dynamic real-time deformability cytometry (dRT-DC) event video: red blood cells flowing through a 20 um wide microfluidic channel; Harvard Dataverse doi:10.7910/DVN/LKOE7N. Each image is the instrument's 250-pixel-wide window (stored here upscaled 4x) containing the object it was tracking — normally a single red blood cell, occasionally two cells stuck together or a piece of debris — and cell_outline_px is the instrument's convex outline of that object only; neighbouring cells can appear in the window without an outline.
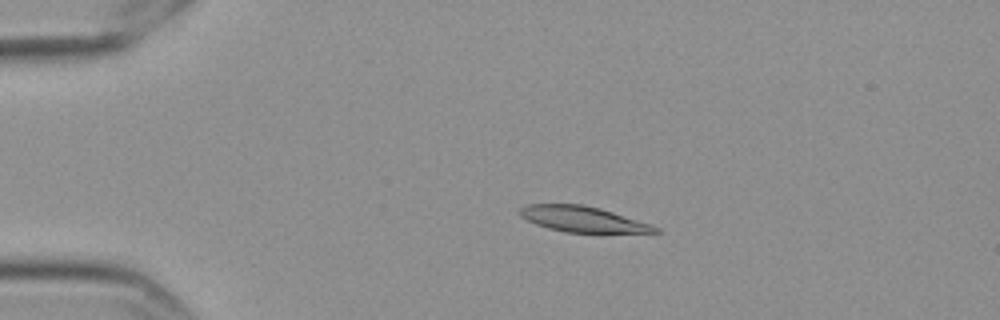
{"species": "Egyptian fruit bat (a non-hibernating species)", "species_latin": "Rousettus aegyptiacus", "temperature_condition": "cold", "stored_images_in_passage": 57, "camera_frame_rate_fps": 3000, "um_per_image_px": 0.085, "frame": {"image": 1, "passage_image": 12, "time_ms": 3.667, "image_size_px": [1000, 320], "cell_outline_px": [[660, 232], [564, 232], [548, 228], [536, 224], [520, 216], [516, 212], [524, 204], [584, 204], [600, 208], [660, 228]], "centroid_in_image_um": [49.42, 18.61], "position_along_channel_um": 35.6, "area_um2": 19.94}}
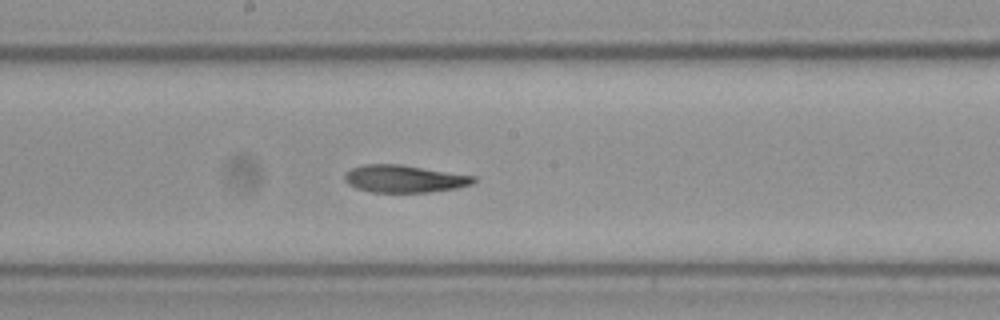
{"frame": {"image": 2, "passage_image": 31, "time_ms": 10.0, "image_size_px": [1000, 320], "cell_outline_px": [[476, 180], [472, 184], [456, 188], [428, 192], [372, 192], [356, 188], [348, 184], [344, 180], [344, 176], [352, 168], [364, 164], [400, 164], [476, 176]], "centroid_in_image_um": [34.37, 15.19], "position_along_channel_um": 213.8, "area_um2": 20.52}}
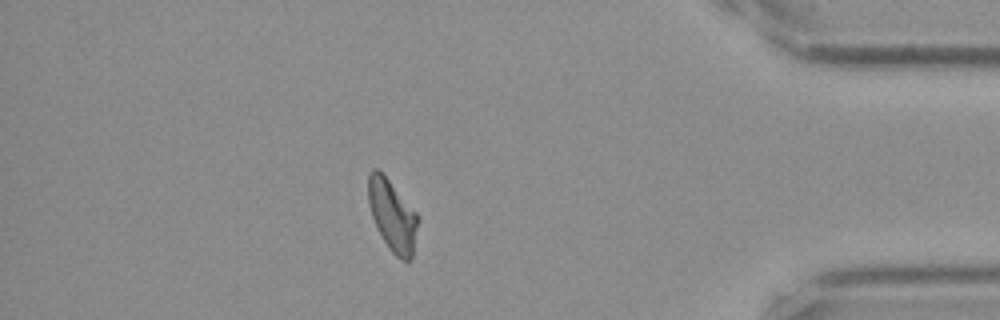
{"frame": {"image": 3, "passage_image": 50, "time_ms": 16.333, "image_size_px": [1000, 320], "cell_outline_px": [[416, 224], [412, 260], [404, 260], [396, 256], [388, 248], [372, 216], [368, 204], [368, 172], [372, 168], [376, 168], [388, 180], [416, 212]], "centroid_in_image_um": [33.31, 18.3], "position_along_channel_um": 401.9, "area_um2": 19.88}, "authors_computed_cell_mechanics": {"area_um2": 21.0392, "velocity_mm_per_s": 3.5414, "shape_relaxation_time_tau1_ms": 8.8066, "shape_relaxation_time_tau2_ms": 3.0155, "deformation_change_tau1": 0.2133, "deformation_change_tau2": 0.0844}}